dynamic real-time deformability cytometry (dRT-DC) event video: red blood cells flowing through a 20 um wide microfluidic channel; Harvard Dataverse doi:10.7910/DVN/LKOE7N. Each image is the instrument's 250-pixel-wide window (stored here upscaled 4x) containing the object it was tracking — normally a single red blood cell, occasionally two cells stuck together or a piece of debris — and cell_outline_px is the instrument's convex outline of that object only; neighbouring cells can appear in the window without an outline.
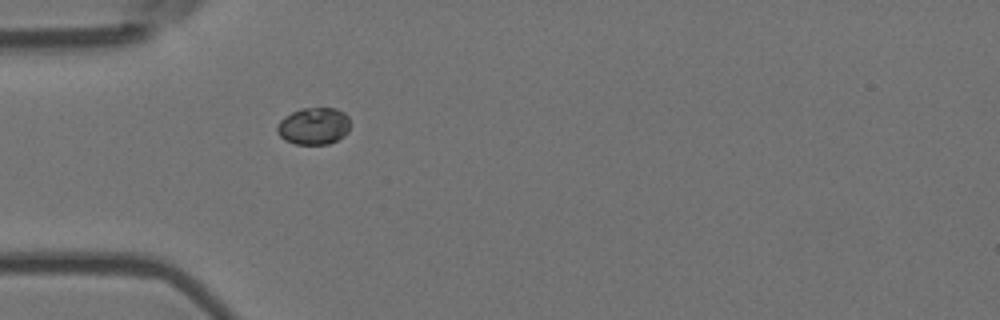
{"species": "Egyptian fruit bat (a non-hibernating species)", "species_latin": "Rousettus aegyptiacus", "temperature_condition": "room temperature", "stored_images_in_passage": 6, "camera_frame_rate_fps": 3000, "um_per_image_px": 0.085, "animal": {"sex": "female"}, "frame": {"image": 1, "passage_image": 6, "time_ms": 1.667, "image_size_px": [1000, 320], "cell_outline_px": [[348, 132], [344, 136], [328, 144], [296, 144], [284, 140], [276, 132], [276, 128], [280, 120], [284, 116], [300, 108], [336, 108], [344, 112], [348, 116]], "centroid_in_image_um": [26.64, 10.71], "position_along_channel_um": 58.4, "area_um2": 15.84}}